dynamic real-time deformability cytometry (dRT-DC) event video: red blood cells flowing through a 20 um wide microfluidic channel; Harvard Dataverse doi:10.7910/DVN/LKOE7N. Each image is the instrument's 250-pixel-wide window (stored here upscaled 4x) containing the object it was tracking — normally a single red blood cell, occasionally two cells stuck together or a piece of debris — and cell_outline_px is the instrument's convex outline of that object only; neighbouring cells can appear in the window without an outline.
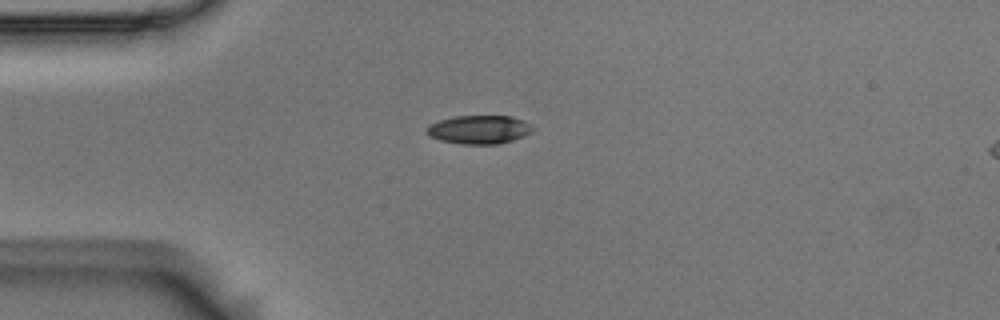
{"species": "Egyptian fruit bat (a non-hibernating species)", "species_latin": "Rousettus aegyptiacus", "temperature_condition": "room temperature", "stored_images_in_passage": 3, "camera_frame_rate_fps": 3000, "um_per_image_px": 0.085, "animal": {"sex": "male"}, "frame": {"image": 1, "passage_image": 1, "time_ms": 0.0, "image_size_px": [1000, 320], "cell_outline_px": [[536, 128], [532, 132], [524, 136], [512, 140], [496, 144], [464, 144], [440, 140], [424, 132], [424, 128], [440, 120], [452, 116], [512, 116], [524, 120], [532, 124]], "centroid_in_image_um": [40.77, 11.0], "position_along_channel_um": 44.2, "area_um2": 17.74}}
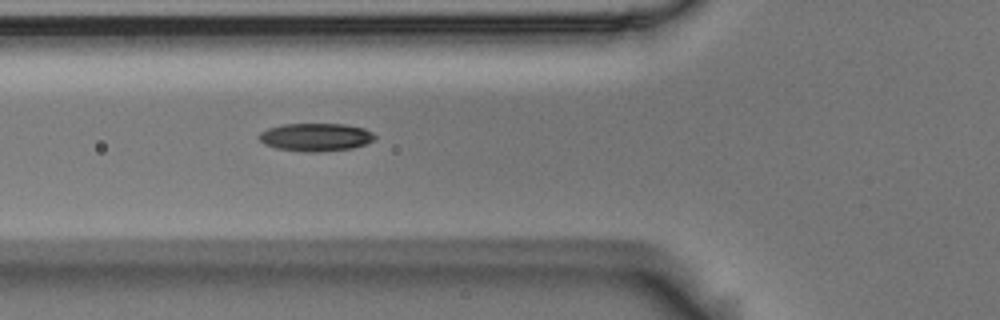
{"frame": {"image": 2, "passage_image": 3, "time_ms": 0.667, "image_size_px": [1000, 320], "cell_outline_px": [[376, 136], [372, 140], [364, 144], [352, 148], [320, 152], [304, 152], [276, 148], [264, 144], [256, 136], [260, 132], [268, 128], [284, 124], [344, 124], [364, 128], [372, 132]], "centroid_in_image_um": [26.8, 11.66], "position_along_channel_um": 99.0, "area_um2": 18.9}}